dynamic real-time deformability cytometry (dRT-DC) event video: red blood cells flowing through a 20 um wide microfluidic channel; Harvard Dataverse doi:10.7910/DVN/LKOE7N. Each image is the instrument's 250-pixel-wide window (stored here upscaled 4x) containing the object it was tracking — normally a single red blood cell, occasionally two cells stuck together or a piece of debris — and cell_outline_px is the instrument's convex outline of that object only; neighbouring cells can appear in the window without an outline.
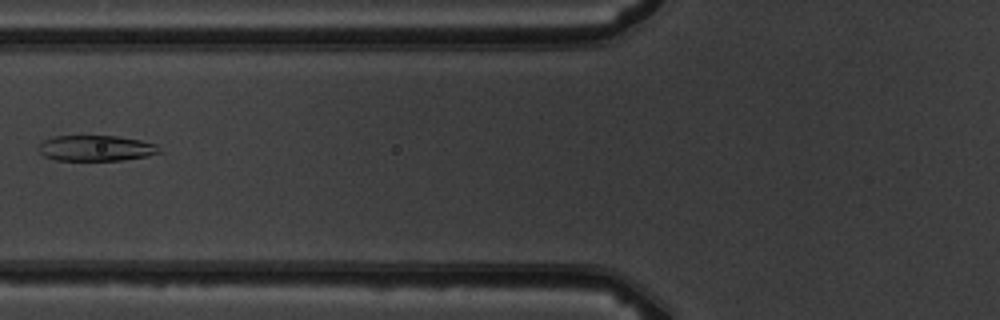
{"species": "common noctule bat (a hibernating species)", "species_latin": "Nyctalus noctula", "temperature_condition": "warm", "stored_images_in_passage": 8, "camera_frame_rate_fps": 3000, "um_per_image_px": 0.085, "animal": {"sex": "male", "body_mass_g": 19.5, "forearm_length_mm": 54.6}, "frame": {"image": 1, "passage_image": 7, "time_ms": 7.0, "image_size_px": [1000, 320], "cell_outline_px": [[160, 152], [148, 156], [120, 160], [56, 160], [44, 156], [36, 148], [44, 140], [56, 136], [116, 136], [140, 140], [156, 144]], "centroid_in_image_um": [8.13, 12.59], "position_along_channel_um": 117.7, "area_um2": 17.92}}
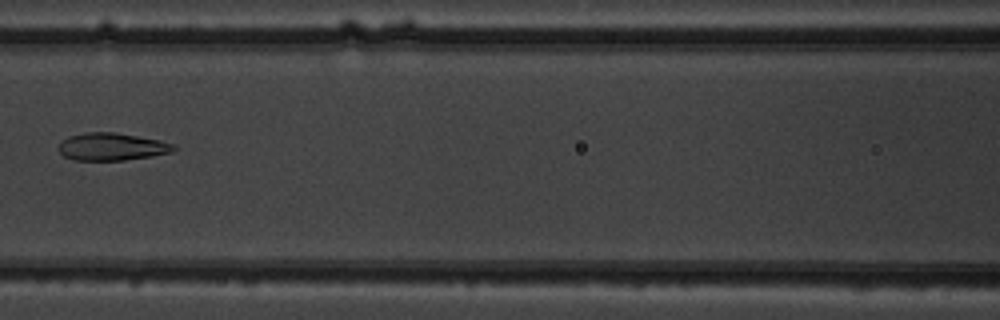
{"frame": {"image": 2, "passage_image": 8, "time_ms": 8.0, "image_size_px": [1000, 320], "cell_outline_px": [[176, 148], [172, 152], [152, 156], [124, 160], [72, 160], [64, 156], [56, 148], [60, 140], [68, 136], [84, 132], [116, 132], [160, 140], [172, 144]], "centroid_in_image_um": [9.44, 12.46], "position_along_channel_um": 157.2, "area_um2": 18.67}}